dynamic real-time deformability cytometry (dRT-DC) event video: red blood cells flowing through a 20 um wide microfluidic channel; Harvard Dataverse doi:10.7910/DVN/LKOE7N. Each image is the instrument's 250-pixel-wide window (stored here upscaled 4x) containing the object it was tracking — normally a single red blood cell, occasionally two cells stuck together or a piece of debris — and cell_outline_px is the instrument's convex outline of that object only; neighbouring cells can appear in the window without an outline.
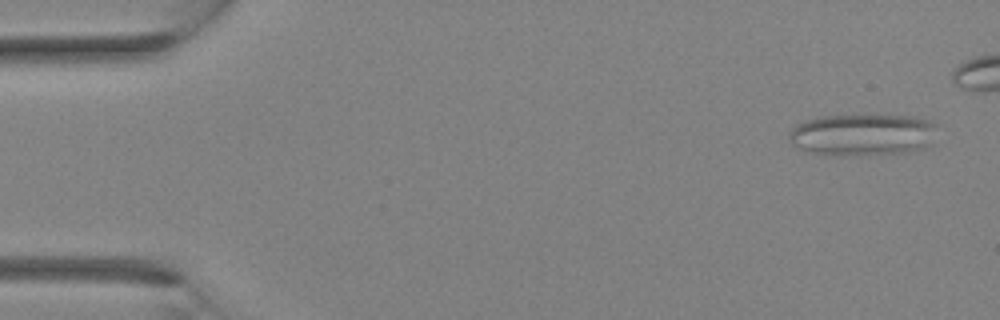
{"species": "Egyptian fruit bat (a non-hibernating species)", "species_latin": "Rousettus aegyptiacus", "temperature_condition": "room temperature", "stored_images_in_passage": 4, "camera_frame_rate_fps": 3000, "um_per_image_px": 0.085, "animal": {"sex": "female"}, "frame": {"image": 1, "passage_image": 4, "time_ms": 1.0, "image_size_px": [1000, 320], "cell_outline_px": [[936, 124], [928, 144], [924, 148], [908, 152], [868, 156], [836, 156], [804, 152], [796, 148], [792, 144], [788, 136], [788, 132], [796, 124], [804, 120], [820, 116], [880, 112], [912, 116], [928, 120]], "centroid_in_image_um": [73.24, 11.43], "position_along_channel_um": 11.8, "area_um2": 37.86}}